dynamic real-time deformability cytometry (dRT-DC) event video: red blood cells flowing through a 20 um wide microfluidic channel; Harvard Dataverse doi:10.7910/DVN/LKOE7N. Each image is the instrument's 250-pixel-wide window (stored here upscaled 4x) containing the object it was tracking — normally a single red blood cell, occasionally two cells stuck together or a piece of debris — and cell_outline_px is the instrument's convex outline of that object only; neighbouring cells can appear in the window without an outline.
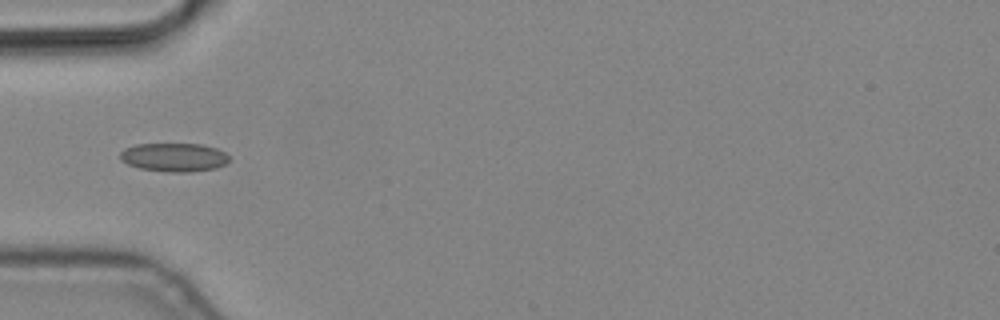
{"species": "common noctule bat (a hibernating species)", "species_latin": "Nyctalus noctula", "temperature_condition": "cold", "stored_images_in_passage": 7, "camera_frame_rate_fps": 3000, "um_per_image_px": 0.085, "animal": {"sex": "male", "body_mass_g": 19.2, "forearm_length_mm": 51.8}, "frame": {"image": 1, "passage_image": 7, "time_ms": 2.0, "image_size_px": [1000, 320], "cell_outline_px": [[228, 160], [224, 164], [216, 168], [192, 172], [168, 172], [140, 168], [128, 164], [120, 160], [120, 152], [124, 148], [136, 144], [204, 144], [216, 148], [224, 152], [228, 156]], "centroid_in_image_um": [14.77, 13.36], "position_along_channel_um": 70.2, "area_um2": 18.21}}